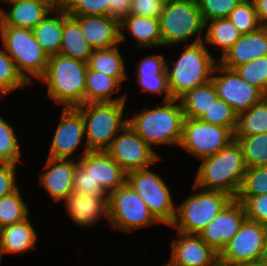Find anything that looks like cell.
<instances>
[{
  "instance_id": "1",
  "label": "cell",
  "mask_w": 267,
  "mask_h": 266,
  "mask_svg": "<svg viewBox=\"0 0 267 266\" xmlns=\"http://www.w3.org/2000/svg\"><path fill=\"white\" fill-rule=\"evenodd\" d=\"M201 161L194 185L205 190L223 191L235 198L247 170L237 141Z\"/></svg>"
},
{
  "instance_id": "2",
  "label": "cell",
  "mask_w": 267,
  "mask_h": 266,
  "mask_svg": "<svg viewBox=\"0 0 267 266\" xmlns=\"http://www.w3.org/2000/svg\"><path fill=\"white\" fill-rule=\"evenodd\" d=\"M178 102V104L176 103ZM162 106L143 109L128 119L129 126L151 147L180 145L184 112L179 99L163 101Z\"/></svg>"
},
{
  "instance_id": "3",
  "label": "cell",
  "mask_w": 267,
  "mask_h": 266,
  "mask_svg": "<svg viewBox=\"0 0 267 266\" xmlns=\"http://www.w3.org/2000/svg\"><path fill=\"white\" fill-rule=\"evenodd\" d=\"M87 69L86 62L55 54L48 57L40 80L47 85V93L57 105L76 108L84 104Z\"/></svg>"
},
{
  "instance_id": "4",
  "label": "cell",
  "mask_w": 267,
  "mask_h": 266,
  "mask_svg": "<svg viewBox=\"0 0 267 266\" xmlns=\"http://www.w3.org/2000/svg\"><path fill=\"white\" fill-rule=\"evenodd\" d=\"M126 101L119 102H88L76 109L84 119L86 144L83 153L88 151H106L112 140L127 125L123 119Z\"/></svg>"
},
{
  "instance_id": "5",
  "label": "cell",
  "mask_w": 267,
  "mask_h": 266,
  "mask_svg": "<svg viewBox=\"0 0 267 266\" xmlns=\"http://www.w3.org/2000/svg\"><path fill=\"white\" fill-rule=\"evenodd\" d=\"M217 60L208 52L204 42L187 45L180 57L172 62V68L166 65L171 97L179 99L194 87L209 82Z\"/></svg>"
},
{
  "instance_id": "6",
  "label": "cell",
  "mask_w": 267,
  "mask_h": 266,
  "mask_svg": "<svg viewBox=\"0 0 267 266\" xmlns=\"http://www.w3.org/2000/svg\"><path fill=\"white\" fill-rule=\"evenodd\" d=\"M159 25L162 46L181 42H187L189 45L204 41L201 32L205 29V22L197 0H173L164 3ZM195 35L197 37L192 43L187 41Z\"/></svg>"
},
{
  "instance_id": "7",
  "label": "cell",
  "mask_w": 267,
  "mask_h": 266,
  "mask_svg": "<svg viewBox=\"0 0 267 266\" xmlns=\"http://www.w3.org/2000/svg\"><path fill=\"white\" fill-rule=\"evenodd\" d=\"M2 47L14 61L19 74L29 84L40 80L47 68L48 56L35 40L32 29L0 26ZM32 76V77H31Z\"/></svg>"
},
{
  "instance_id": "8",
  "label": "cell",
  "mask_w": 267,
  "mask_h": 266,
  "mask_svg": "<svg viewBox=\"0 0 267 266\" xmlns=\"http://www.w3.org/2000/svg\"><path fill=\"white\" fill-rule=\"evenodd\" d=\"M198 191L191 194L180 206L176 207V215L170 226L178 232L198 235L234 198L226 192L205 190L196 187Z\"/></svg>"
},
{
  "instance_id": "9",
  "label": "cell",
  "mask_w": 267,
  "mask_h": 266,
  "mask_svg": "<svg viewBox=\"0 0 267 266\" xmlns=\"http://www.w3.org/2000/svg\"><path fill=\"white\" fill-rule=\"evenodd\" d=\"M126 182L147 205L150 213L162 224L171 225L175 219L171 191L163 178L148 168L127 173Z\"/></svg>"
},
{
  "instance_id": "10",
  "label": "cell",
  "mask_w": 267,
  "mask_h": 266,
  "mask_svg": "<svg viewBox=\"0 0 267 266\" xmlns=\"http://www.w3.org/2000/svg\"><path fill=\"white\" fill-rule=\"evenodd\" d=\"M108 202L109 222L113 229L130 232L159 223L127 182L109 193Z\"/></svg>"
},
{
  "instance_id": "11",
  "label": "cell",
  "mask_w": 267,
  "mask_h": 266,
  "mask_svg": "<svg viewBox=\"0 0 267 266\" xmlns=\"http://www.w3.org/2000/svg\"><path fill=\"white\" fill-rule=\"evenodd\" d=\"M234 132L200 119L184 118L179 147L198 159L211 156L234 141Z\"/></svg>"
},
{
  "instance_id": "12",
  "label": "cell",
  "mask_w": 267,
  "mask_h": 266,
  "mask_svg": "<svg viewBox=\"0 0 267 266\" xmlns=\"http://www.w3.org/2000/svg\"><path fill=\"white\" fill-rule=\"evenodd\" d=\"M267 226L245 219L239 231L219 254V266L259 262Z\"/></svg>"
},
{
  "instance_id": "13",
  "label": "cell",
  "mask_w": 267,
  "mask_h": 266,
  "mask_svg": "<svg viewBox=\"0 0 267 266\" xmlns=\"http://www.w3.org/2000/svg\"><path fill=\"white\" fill-rule=\"evenodd\" d=\"M121 132L112 140L106 152L126 173L148 168L160 160L159 154L128 123Z\"/></svg>"
},
{
  "instance_id": "14",
  "label": "cell",
  "mask_w": 267,
  "mask_h": 266,
  "mask_svg": "<svg viewBox=\"0 0 267 266\" xmlns=\"http://www.w3.org/2000/svg\"><path fill=\"white\" fill-rule=\"evenodd\" d=\"M217 75H214V73ZM211 81L217 96L229 104L238 115L249 110L266 95L258 88L244 81L234 69H229L217 63Z\"/></svg>"
},
{
  "instance_id": "15",
  "label": "cell",
  "mask_w": 267,
  "mask_h": 266,
  "mask_svg": "<svg viewBox=\"0 0 267 266\" xmlns=\"http://www.w3.org/2000/svg\"><path fill=\"white\" fill-rule=\"evenodd\" d=\"M245 219L243 204L234 198L198 235L209 247L220 254L239 231Z\"/></svg>"
},
{
  "instance_id": "16",
  "label": "cell",
  "mask_w": 267,
  "mask_h": 266,
  "mask_svg": "<svg viewBox=\"0 0 267 266\" xmlns=\"http://www.w3.org/2000/svg\"><path fill=\"white\" fill-rule=\"evenodd\" d=\"M85 135L84 119L76 108H63L51 142L49 158L70 159ZM72 156V157H71Z\"/></svg>"
},
{
  "instance_id": "17",
  "label": "cell",
  "mask_w": 267,
  "mask_h": 266,
  "mask_svg": "<svg viewBox=\"0 0 267 266\" xmlns=\"http://www.w3.org/2000/svg\"><path fill=\"white\" fill-rule=\"evenodd\" d=\"M171 248V257L182 266H219V254L199 235L177 231V239L172 240Z\"/></svg>"
},
{
  "instance_id": "18",
  "label": "cell",
  "mask_w": 267,
  "mask_h": 266,
  "mask_svg": "<svg viewBox=\"0 0 267 266\" xmlns=\"http://www.w3.org/2000/svg\"><path fill=\"white\" fill-rule=\"evenodd\" d=\"M78 163L108 193L126 183L127 173L106 151H88L81 155Z\"/></svg>"
},
{
  "instance_id": "19",
  "label": "cell",
  "mask_w": 267,
  "mask_h": 266,
  "mask_svg": "<svg viewBox=\"0 0 267 266\" xmlns=\"http://www.w3.org/2000/svg\"><path fill=\"white\" fill-rule=\"evenodd\" d=\"M80 25L84 37L93 49L109 48L120 44L119 21L110 16L70 15Z\"/></svg>"
},
{
  "instance_id": "20",
  "label": "cell",
  "mask_w": 267,
  "mask_h": 266,
  "mask_svg": "<svg viewBox=\"0 0 267 266\" xmlns=\"http://www.w3.org/2000/svg\"><path fill=\"white\" fill-rule=\"evenodd\" d=\"M77 163L74 159L47 158L39 180L55 202L65 200L73 192V175Z\"/></svg>"
},
{
  "instance_id": "21",
  "label": "cell",
  "mask_w": 267,
  "mask_h": 266,
  "mask_svg": "<svg viewBox=\"0 0 267 266\" xmlns=\"http://www.w3.org/2000/svg\"><path fill=\"white\" fill-rule=\"evenodd\" d=\"M265 56H267V26H262L255 32L242 34L218 63L234 69Z\"/></svg>"
},
{
  "instance_id": "22",
  "label": "cell",
  "mask_w": 267,
  "mask_h": 266,
  "mask_svg": "<svg viewBox=\"0 0 267 266\" xmlns=\"http://www.w3.org/2000/svg\"><path fill=\"white\" fill-rule=\"evenodd\" d=\"M64 202L70 215L69 217L76 225L90 227L96 224L103 216L109 221L108 197L71 192Z\"/></svg>"
},
{
  "instance_id": "23",
  "label": "cell",
  "mask_w": 267,
  "mask_h": 266,
  "mask_svg": "<svg viewBox=\"0 0 267 266\" xmlns=\"http://www.w3.org/2000/svg\"><path fill=\"white\" fill-rule=\"evenodd\" d=\"M8 2L10 10L0 9V26L33 29L53 8L46 2L30 0H2Z\"/></svg>"
},
{
  "instance_id": "24",
  "label": "cell",
  "mask_w": 267,
  "mask_h": 266,
  "mask_svg": "<svg viewBox=\"0 0 267 266\" xmlns=\"http://www.w3.org/2000/svg\"><path fill=\"white\" fill-rule=\"evenodd\" d=\"M120 43L125 40V28L137 40V48L162 46L159 19L129 14L119 22Z\"/></svg>"
},
{
  "instance_id": "25",
  "label": "cell",
  "mask_w": 267,
  "mask_h": 266,
  "mask_svg": "<svg viewBox=\"0 0 267 266\" xmlns=\"http://www.w3.org/2000/svg\"><path fill=\"white\" fill-rule=\"evenodd\" d=\"M37 234L29 218L0 229V256L36 249Z\"/></svg>"
},
{
  "instance_id": "26",
  "label": "cell",
  "mask_w": 267,
  "mask_h": 266,
  "mask_svg": "<svg viewBox=\"0 0 267 266\" xmlns=\"http://www.w3.org/2000/svg\"><path fill=\"white\" fill-rule=\"evenodd\" d=\"M92 52L93 48L84 37L79 22L68 15L63 7V33L59 54L87 63Z\"/></svg>"
},
{
  "instance_id": "27",
  "label": "cell",
  "mask_w": 267,
  "mask_h": 266,
  "mask_svg": "<svg viewBox=\"0 0 267 266\" xmlns=\"http://www.w3.org/2000/svg\"><path fill=\"white\" fill-rule=\"evenodd\" d=\"M32 32L48 57L59 54L63 33V6L54 8Z\"/></svg>"
},
{
  "instance_id": "28",
  "label": "cell",
  "mask_w": 267,
  "mask_h": 266,
  "mask_svg": "<svg viewBox=\"0 0 267 266\" xmlns=\"http://www.w3.org/2000/svg\"><path fill=\"white\" fill-rule=\"evenodd\" d=\"M121 82L112 76L87 69L84 103L88 102H119L126 101V94L111 98L114 92L119 93Z\"/></svg>"
},
{
  "instance_id": "29",
  "label": "cell",
  "mask_w": 267,
  "mask_h": 266,
  "mask_svg": "<svg viewBox=\"0 0 267 266\" xmlns=\"http://www.w3.org/2000/svg\"><path fill=\"white\" fill-rule=\"evenodd\" d=\"M217 98V92L211 80L187 91L179 98L184 118L200 119Z\"/></svg>"
},
{
  "instance_id": "30",
  "label": "cell",
  "mask_w": 267,
  "mask_h": 266,
  "mask_svg": "<svg viewBox=\"0 0 267 266\" xmlns=\"http://www.w3.org/2000/svg\"><path fill=\"white\" fill-rule=\"evenodd\" d=\"M118 45L109 48L93 49L87 66L91 70L117 78L121 83L127 79L124 59Z\"/></svg>"
},
{
  "instance_id": "31",
  "label": "cell",
  "mask_w": 267,
  "mask_h": 266,
  "mask_svg": "<svg viewBox=\"0 0 267 266\" xmlns=\"http://www.w3.org/2000/svg\"><path fill=\"white\" fill-rule=\"evenodd\" d=\"M267 133V96L249 110L237 115L234 136H253Z\"/></svg>"
},
{
  "instance_id": "32",
  "label": "cell",
  "mask_w": 267,
  "mask_h": 266,
  "mask_svg": "<svg viewBox=\"0 0 267 266\" xmlns=\"http://www.w3.org/2000/svg\"><path fill=\"white\" fill-rule=\"evenodd\" d=\"M205 29H207V32L203 42L205 44L219 46L222 49L221 57L242 36V33L237 30L228 18L213 19L206 22Z\"/></svg>"
},
{
  "instance_id": "33",
  "label": "cell",
  "mask_w": 267,
  "mask_h": 266,
  "mask_svg": "<svg viewBox=\"0 0 267 266\" xmlns=\"http://www.w3.org/2000/svg\"><path fill=\"white\" fill-rule=\"evenodd\" d=\"M234 139L242 149L247 169L267 166V133L253 136H234Z\"/></svg>"
},
{
  "instance_id": "34",
  "label": "cell",
  "mask_w": 267,
  "mask_h": 266,
  "mask_svg": "<svg viewBox=\"0 0 267 266\" xmlns=\"http://www.w3.org/2000/svg\"><path fill=\"white\" fill-rule=\"evenodd\" d=\"M29 216V209L17 188L0 198V229L18 223Z\"/></svg>"
},
{
  "instance_id": "35",
  "label": "cell",
  "mask_w": 267,
  "mask_h": 266,
  "mask_svg": "<svg viewBox=\"0 0 267 266\" xmlns=\"http://www.w3.org/2000/svg\"><path fill=\"white\" fill-rule=\"evenodd\" d=\"M227 18L242 34L255 32L263 26L252 0H242Z\"/></svg>"
},
{
  "instance_id": "36",
  "label": "cell",
  "mask_w": 267,
  "mask_h": 266,
  "mask_svg": "<svg viewBox=\"0 0 267 266\" xmlns=\"http://www.w3.org/2000/svg\"><path fill=\"white\" fill-rule=\"evenodd\" d=\"M29 85L19 74L12 58L4 47L0 48V95L6 96L20 87Z\"/></svg>"
},
{
  "instance_id": "37",
  "label": "cell",
  "mask_w": 267,
  "mask_h": 266,
  "mask_svg": "<svg viewBox=\"0 0 267 266\" xmlns=\"http://www.w3.org/2000/svg\"><path fill=\"white\" fill-rule=\"evenodd\" d=\"M21 154L14 128L0 116V163L17 164Z\"/></svg>"
},
{
  "instance_id": "38",
  "label": "cell",
  "mask_w": 267,
  "mask_h": 266,
  "mask_svg": "<svg viewBox=\"0 0 267 266\" xmlns=\"http://www.w3.org/2000/svg\"><path fill=\"white\" fill-rule=\"evenodd\" d=\"M237 74L267 96V56L260 57L234 68Z\"/></svg>"
},
{
  "instance_id": "39",
  "label": "cell",
  "mask_w": 267,
  "mask_h": 266,
  "mask_svg": "<svg viewBox=\"0 0 267 266\" xmlns=\"http://www.w3.org/2000/svg\"><path fill=\"white\" fill-rule=\"evenodd\" d=\"M266 193L267 166L248 168L236 197H255Z\"/></svg>"
},
{
  "instance_id": "40",
  "label": "cell",
  "mask_w": 267,
  "mask_h": 266,
  "mask_svg": "<svg viewBox=\"0 0 267 266\" xmlns=\"http://www.w3.org/2000/svg\"><path fill=\"white\" fill-rule=\"evenodd\" d=\"M200 120L217 126L230 128L234 132L237 125V114L229 104L217 98Z\"/></svg>"
},
{
  "instance_id": "41",
  "label": "cell",
  "mask_w": 267,
  "mask_h": 266,
  "mask_svg": "<svg viewBox=\"0 0 267 266\" xmlns=\"http://www.w3.org/2000/svg\"><path fill=\"white\" fill-rule=\"evenodd\" d=\"M111 0H64L68 15L110 16Z\"/></svg>"
},
{
  "instance_id": "42",
  "label": "cell",
  "mask_w": 267,
  "mask_h": 266,
  "mask_svg": "<svg viewBox=\"0 0 267 266\" xmlns=\"http://www.w3.org/2000/svg\"><path fill=\"white\" fill-rule=\"evenodd\" d=\"M242 0H197L204 22L227 18Z\"/></svg>"
},
{
  "instance_id": "43",
  "label": "cell",
  "mask_w": 267,
  "mask_h": 266,
  "mask_svg": "<svg viewBox=\"0 0 267 266\" xmlns=\"http://www.w3.org/2000/svg\"><path fill=\"white\" fill-rule=\"evenodd\" d=\"M72 190L74 193H85L86 195H94L100 197H108L109 193L101 186L99 182H95L89 173L77 163L73 175Z\"/></svg>"
},
{
  "instance_id": "44",
  "label": "cell",
  "mask_w": 267,
  "mask_h": 266,
  "mask_svg": "<svg viewBox=\"0 0 267 266\" xmlns=\"http://www.w3.org/2000/svg\"><path fill=\"white\" fill-rule=\"evenodd\" d=\"M243 204L246 219L267 226V193L255 197H235Z\"/></svg>"
},
{
  "instance_id": "45",
  "label": "cell",
  "mask_w": 267,
  "mask_h": 266,
  "mask_svg": "<svg viewBox=\"0 0 267 266\" xmlns=\"http://www.w3.org/2000/svg\"><path fill=\"white\" fill-rule=\"evenodd\" d=\"M137 81L143 91L153 94H164L163 101L173 99L171 97L167 75H155L152 72H137Z\"/></svg>"
},
{
  "instance_id": "46",
  "label": "cell",
  "mask_w": 267,
  "mask_h": 266,
  "mask_svg": "<svg viewBox=\"0 0 267 266\" xmlns=\"http://www.w3.org/2000/svg\"><path fill=\"white\" fill-rule=\"evenodd\" d=\"M164 3L160 0H131L130 14L159 19Z\"/></svg>"
},
{
  "instance_id": "47",
  "label": "cell",
  "mask_w": 267,
  "mask_h": 266,
  "mask_svg": "<svg viewBox=\"0 0 267 266\" xmlns=\"http://www.w3.org/2000/svg\"><path fill=\"white\" fill-rule=\"evenodd\" d=\"M16 167L17 164L0 163V198L18 188L16 184Z\"/></svg>"
},
{
  "instance_id": "48",
  "label": "cell",
  "mask_w": 267,
  "mask_h": 266,
  "mask_svg": "<svg viewBox=\"0 0 267 266\" xmlns=\"http://www.w3.org/2000/svg\"><path fill=\"white\" fill-rule=\"evenodd\" d=\"M168 61L163 55L147 56L137 64V72H152L155 75H167L166 65Z\"/></svg>"
},
{
  "instance_id": "49",
  "label": "cell",
  "mask_w": 267,
  "mask_h": 266,
  "mask_svg": "<svg viewBox=\"0 0 267 266\" xmlns=\"http://www.w3.org/2000/svg\"><path fill=\"white\" fill-rule=\"evenodd\" d=\"M131 0H111L110 17L117 19L119 22L130 14Z\"/></svg>"
},
{
  "instance_id": "50",
  "label": "cell",
  "mask_w": 267,
  "mask_h": 266,
  "mask_svg": "<svg viewBox=\"0 0 267 266\" xmlns=\"http://www.w3.org/2000/svg\"><path fill=\"white\" fill-rule=\"evenodd\" d=\"M256 14L263 26H267V0H252Z\"/></svg>"
},
{
  "instance_id": "51",
  "label": "cell",
  "mask_w": 267,
  "mask_h": 266,
  "mask_svg": "<svg viewBox=\"0 0 267 266\" xmlns=\"http://www.w3.org/2000/svg\"><path fill=\"white\" fill-rule=\"evenodd\" d=\"M30 1H40L48 3L53 9L63 6L64 0H30Z\"/></svg>"
},
{
  "instance_id": "52",
  "label": "cell",
  "mask_w": 267,
  "mask_h": 266,
  "mask_svg": "<svg viewBox=\"0 0 267 266\" xmlns=\"http://www.w3.org/2000/svg\"><path fill=\"white\" fill-rule=\"evenodd\" d=\"M260 262H262L265 266H267V232L265 235L263 251H262Z\"/></svg>"
},
{
  "instance_id": "53",
  "label": "cell",
  "mask_w": 267,
  "mask_h": 266,
  "mask_svg": "<svg viewBox=\"0 0 267 266\" xmlns=\"http://www.w3.org/2000/svg\"><path fill=\"white\" fill-rule=\"evenodd\" d=\"M231 266H265L262 262H253V263H239Z\"/></svg>"
},
{
  "instance_id": "54",
  "label": "cell",
  "mask_w": 267,
  "mask_h": 266,
  "mask_svg": "<svg viewBox=\"0 0 267 266\" xmlns=\"http://www.w3.org/2000/svg\"><path fill=\"white\" fill-rule=\"evenodd\" d=\"M163 266H182L181 264L177 263L171 256L170 260L167 264H164Z\"/></svg>"
},
{
  "instance_id": "55",
  "label": "cell",
  "mask_w": 267,
  "mask_h": 266,
  "mask_svg": "<svg viewBox=\"0 0 267 266\" xmlns=\"http://www.w3.org/2000/svg\"><path fill=\"white\" fill-rule=\"evenodd\" d=\"M162 1L163 3H167V2H170V1H173V0H160Z\"/></svg>"
}]
</instances>
